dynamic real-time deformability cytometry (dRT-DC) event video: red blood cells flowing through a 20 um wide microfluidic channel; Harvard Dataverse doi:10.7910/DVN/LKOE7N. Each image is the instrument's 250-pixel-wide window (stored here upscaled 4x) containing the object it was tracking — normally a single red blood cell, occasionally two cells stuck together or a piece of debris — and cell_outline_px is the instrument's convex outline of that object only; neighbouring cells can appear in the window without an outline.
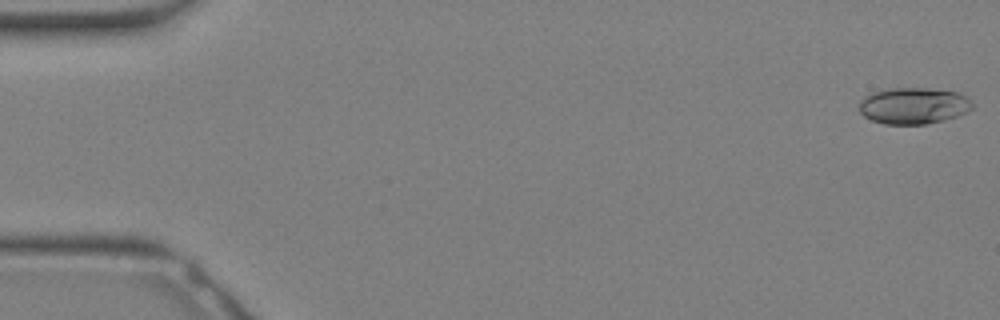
{"species": "Egyptian fruit bat (a non-hibernating species)", "species_latin": "Rousettus aegyptiacus", "temperature_condition": "warm", "stored_images_in_passage": 9, "camera_frame_rate_fps": 3000, "um_per_image_px": 0.085, "animal": {"sex": "female"}, "frame": {"image": 1, "passage_image": 1, "time_ms": 0.0, "image_size_px": [1000, 320], "cell_outline_px": [[972, 108], [956, 116], [944, 120], [924, 124], [884, 124], [872, 120], [864, 116], [860, 112], [860, 100], [864, 96], [872, 92], [892, 88], [924, 88], [956, 92], [964, 96], [972, 104]], "centroid_in_image_um": [77.59, 8.99], "position_along_channel_um": 7.4, "area_um2": 23.7}}